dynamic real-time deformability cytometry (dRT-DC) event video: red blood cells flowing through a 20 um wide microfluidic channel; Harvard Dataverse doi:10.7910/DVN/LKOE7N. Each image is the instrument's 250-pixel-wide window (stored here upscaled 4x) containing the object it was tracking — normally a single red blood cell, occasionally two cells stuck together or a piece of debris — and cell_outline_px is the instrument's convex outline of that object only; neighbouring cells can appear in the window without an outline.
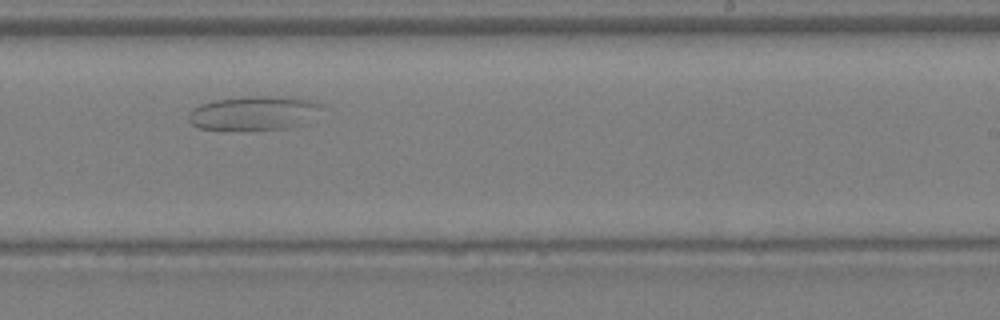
{"species": "Egyptian fruit bat (a non-hibernating species)", "species_latin": "Rousettus aegyptiacus", "temperature_condition": "warm", "stored_images_in_passage": 28, "camera_frame_rate_fps": 3000, "um_per_image_px": 0.085, "animal": {"sex": "female"}, "frame": {"image": 1, "passage_image": 15, "time_ms": 4.667, "image_size_px": [1000, 320], "cell_outline_px": [[324, 108], [304, 124], [292, 128], [200, 128], [192, 124], [188, 120], [188, 116], [192, 108], [200, 104], [212, 100], [256, 96], [284, 96], [312, 100], [324, 104]], "centroid_in_image_um": [21.65, 9.57], "position_along_channel_um": 267.4, "area_um2": 26.13}}
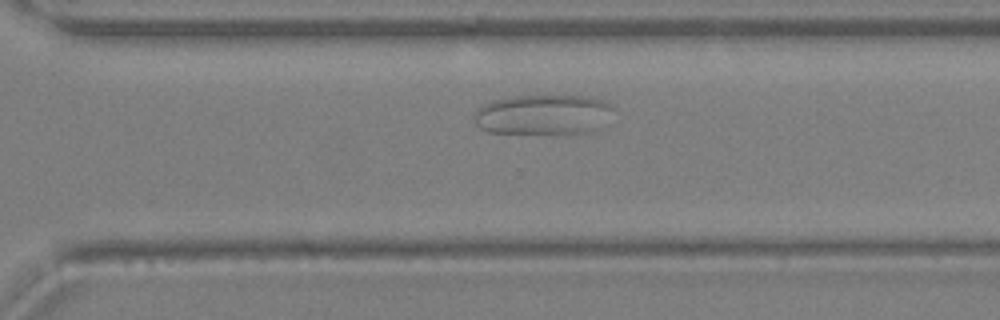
{"frame": {"image": 2, "passage_image": 18, "time_ms": 5.667, "image_size_px": [1000, 320], "cell_outline_px": [[616, 108], [604, 128], [596, 132], [488, 132], [480, 128], [476, 124], [476, 112], [484, 104], [496, 100], [512, 96], [592, 96], [604, 100]], "centroid_in_image_um": [46.32, 9.73], "position_along_channel_um": 324.3, "area_um2": 32.48}}